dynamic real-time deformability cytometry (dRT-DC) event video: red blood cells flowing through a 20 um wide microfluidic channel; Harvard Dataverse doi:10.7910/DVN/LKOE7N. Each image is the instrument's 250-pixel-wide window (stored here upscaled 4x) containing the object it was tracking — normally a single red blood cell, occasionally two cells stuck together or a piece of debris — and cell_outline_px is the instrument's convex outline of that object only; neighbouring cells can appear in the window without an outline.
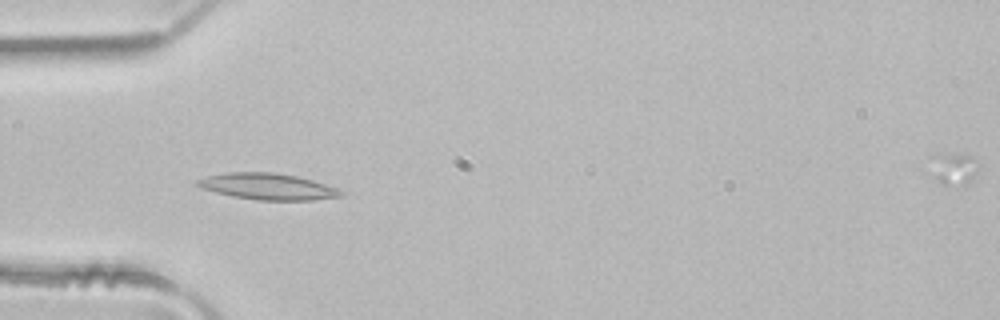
{"species": "common noctule bat (a hibernating species)", "species_latin": "Nyctalus noctula", "temperature_condition": "room temperature", "stored_images_in_passage": 4, "camera_frame_rate_fps": 3000, "um_per_image_px": 0.085, "animal": {"sex": "male", "body_mass_g": 21.5, "forearm_length_mm": 52.0}, "frame": {"image": 1, "passage_image": 4, "time_ms": 1.0, "image_size_px": [1000, 320], "cell_outline_px": [[344, 192], [340, 196], [312, 200], [256, 200], [232, 196], [200, 188], [196, 184], [196, 180], [208, 176], [228, 172], [272, 172], [296, 176], [312, 180], [340, 188]], "centroid_in_image_um": [22.76, 15.85], "position_along_channel_um": 62.2, "area_um2": 21.96}}